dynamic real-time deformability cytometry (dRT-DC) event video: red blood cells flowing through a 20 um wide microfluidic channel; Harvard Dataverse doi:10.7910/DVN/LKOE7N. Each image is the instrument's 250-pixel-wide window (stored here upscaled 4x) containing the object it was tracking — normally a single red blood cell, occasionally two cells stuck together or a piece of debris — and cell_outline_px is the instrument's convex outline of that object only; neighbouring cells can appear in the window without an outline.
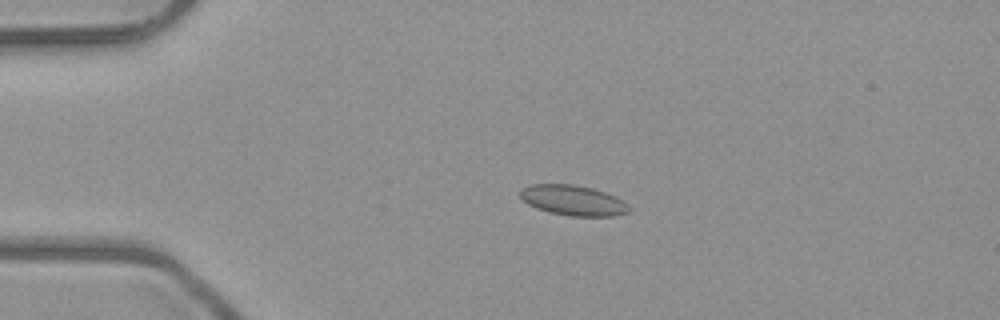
{"species": "common noctule bat (a hibernating species)", "species_latin": "Nyctalus noctula", "temperature_condition": "room temperature", "stored_images_in_passage": 5, "camera_frame_rate_fps": 3000, "um_per_image_px": 0.085, "animal": {"sex": "male", "body_mass_g": 23.1, "forearm_length_mm": 52.7}, "frame": {"image": 1, "passage_image": 4, "time_ms": 3.333, "image_size_px": [1000, 320], "cell_outline_px": [[632, 208], [628, 212], [612, 216], [568, 216], [536, 208], [528, 204], [520, 196], [520, 188], [532, 184], [572, 184], [592, 188], [604, 192], [628, 204]], "centroid_in_image_um": [48.69, 17.03], "position_along_channel_um": 36.3, "area_um2": 19.02}}